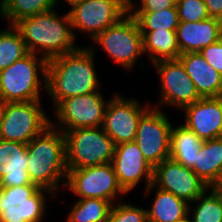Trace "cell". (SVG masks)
<instances>
[{"instance_id": "cell-14", "label": "cell", "mask_w": 222, "mask_h": 222, "mask_svg": "<svg viewBox=\"0 0 222 222\" xmlns=\"http://www.w3.org/2000/svg\"><path fill=\"white\" fill-rule=\"evenodd\" d=\"M153 184L188 203L195 201L209 186L190 168L172 158L154 167Z\"/></svg>"}, {"instance_id": "cell-17", "label": "cell", "mask_w": 222, "mask_h": 222, "mask_svg": "<svg viewBox=\"0 0 222 222\" xmlns=\"http://www.w3.org/2000/svg\"><path fill=\"white\" fill-rule=\"evenodd\" d=\"M186 128L202 141L222 137V97L201 98L184 107Z\"/></svg>"}, {"instance_id": "cell-9", "label": "cell", "mask_w": 222, "mask_h": 222, "mask_svg": "<svg viewBox=\"0 0 222 222\" xmlns=\"http://www.w3.org/2000/svg\"><path fill=\"white\" fill-rule=\"evenodd\" d=\"M72 30L90 33L93 40L129 13V0H82L68 11Z\"/></svg>"}, {"instance_id": "cell-37", "label": "cell", "mask_w": 222, "mask_h": 222, "mask_svg": "<svg viewBox=\"0 0 222 222\" xmlns=\"http://www.w3.org/2000/svg\"><path fill=\"white\" fill-rule=\"evenodd\" d=\"M3 104H4V102L0 99V116H1V111H2Z\"/></svg>"}, {"instance_id": "cell-24", "label": "cell", "mask_w": 222, "mask_h": 222, "mask_svg": "<svg viewBox=\"0 0 222 222\" xmlns=\"http://www.w3.org/2000/svg\"><path fill=\"white\" fill-rule=\"evenodd\" d=\"M203 141L183 124L171 130L170 158L190 169L196 163Z\"/></svg>"}, {"instance_id": "cell-31", "label": "cell", "mask_w": 222, "mask_h": 222, "mask_svg": "<svg viewBox=\"0 0 222 222\" xmlns=\"http://www.w3.org/2000/svg\"><path fill=\"white\" fill-rule=\"evenodd\" d=\"M107 222H148L147 210L127 203L113 205Z\"/></svg>"}, {"instance_id": "cell-3", "label": "cell", "mask_w": 222, "mask_h": 222, "mask_svg": "<svg viewBox=\"0 0 222 222\" xmlns=\"http://www.w3.org/2000/svg\"><path fill=\"white\" fill-rule=\"evenodd\" d=\"M59 131V132H58ZM27 172L32 183L55 193L59 182L67 178L66 140L52 123L27 143Z\"/></svg>"}, {"instance_id": "cell-16", "label": "cell", "mask_w": 222, "mask_h": 222, "mask_svg": "<svg viewBox=\"0 0 222 222\" xmlns=\"http://www.w3.org/2000/svg\"><path fill=\"white\" fill-rule=\"evenodd\" d=\"M112 165L122 189L130 192L145 177L146 187L153 183L154 167L143 157L138 144L124 142L115 145Z\"/></svg>"}, {"instance_id": "cell-33", "label": "cell", "mask_w": 222, "mask_h": 222, "mask_svg": "<svg viewBox=\"0 0 222 222\" xmlns=\"http://www.w3.org/2000/svg\"><path fill=\"white\" fill-rule=\"evenodd\" d=\"M141 4L138 9L134 11V4L129 0V12H158L166 8L176 6L178 0H140Z\"/></svg>"}, {"instance_id": "cell-12", "label": "cell", "mask_w": 222, "mask_h": 222, "mask_svg": "<svg viewBox=\"0 0 222 222\" xmlns=\"http://www.w3.org/2000/svg\"><path fill=\"white\" fill-rule=\"evenodd\" d=\"M103 98L97 91L62 100L56 106L57 120L61 125L59 129L69 131L77 128L101 127L108 104Z\"/></svg>"}, {"instance_id": "cell-26", "label": "cell", "mask_w": 222, "mask_h": 222, "mask_svg": "<svg viewBox=\"0 0 222 222\" xmlns=\"http://www.w3.org/2000/svg\"><path fill=\"white\" fill-rule=\"evenodd\" d=\"M113 203L98 198L79 199L67 222H107Z\"/></svg>"}, {"instance_id": "cell-4", "label": "cell", "mask_w": 222, "mask_h": 222, "mask_svg": "<svg viewBox=\"0 0 222 222\" xmlns=\"http://www.w3.org/2000/svg\"><path fill=\"white\" fill-rule=\"evenodd\" d=\"M29 52L23 58L0 71V99L5 102L40 101V81L42 73L46 91L47 60Z\"/></svg>"}, {"instance_id": "cell-21", "label": "cell", "mask_w": 222, "mask_h": 222, "mask_svg": "<svg viewBox=\"0 0 222 222\" xmlns=\"http://www.w3.org/2000/svg\"><path fill=\"white\" fill-rule=\"evenodd\" d=\"M156 188V195L151 209L147 210L148 222H182L190 218V203L173 193L156 187L153 183L145 190V195Z\"/></svg>"}, {"instance_id": "cell-36", "label": "cell", "mask_w": 222, "mask_h": 222, "mask_svg": "<svg viewBox=\"0 0 222 222\" xmlns=\"http://www.w3.org/2000/svg\"><path fill=\"white\" fill-rule=\"evenodd\" d=\"M55 1H56V4H57L58 0H55ZM65 1H67L70 4V6H72L75 3L81 2L82 0H65Z\"/></svg>"}, {"instance_id": "cell-1", "label": "cell", "mask_w": 222, "mask_h": 222, "mask_svg": "<svg viewBox=\"0 0 222 222\" xmlns=\"http://www.w3.org/2000/svg\"><path fill=\"white\" fill-rule=\"evenodd\" d=\"M93 50L79 47L74 52L47 61L46 92L52 97L53 106L69 97L98 91L100 83L94 67Z\"/></svg>"}, {"instance_id": "cell-19", "label": "cell", "mask_w": 222, "mask_h": 222, "mask_svg": "<svg viewBox=\"0 0 222 222\" xmlns=\"http://www.w3.org/2000/svg\"><path fill=\"white\" fill-rule=\"evenodd\" d=\"M175 32L181 54L200 52L222 38V21L209 17L198 22H179Z\"/></svg>"}, {"instance_id": "cell-39", "label": "cell", "mask_w": 222, "mask_h": 222, "mask_svg": "<svg viewBox=\"0 0 222 222\" xmlns=\"http://www.w3.org/2000/svg\"><path fill=\"white\" fill-rule=\"evenodd\" d=\"M182 222H190V221H189V218H187L186 220H184V221H182Z\"/></svg>"}, {"instance_id": "cell-22", "label": "cell", "mask_w": 222, "mask_h": 222, "mask_svg": "<svg viewBox=\"0 0 222 222\" xmlns=\"http://www.w3.org/2000/svg\"><path fill=\"white\" fill-rule=\"evenodd\" d=\"M192 170L209 186L222 177V137L203 141Z\"/></svg>"}, {"instance_id": "cell-20", "label": "cell", "mask_w": 222, "mask_h": 222, "mask_svg": "<svg viewBox=\"0 0 222 222\" xmlns=\"http://www.w3.org/2000/svg\"><path fill=\"white\" fill-rule=\"evenodd\" d=\"M178 59L202 98L222 97V75L206 62L200 52L184 53Z\"/></svg>"}, {"instance_id": "cell-2", "label": "cell", "mask_w": 222, "mask_h": 222, "mask_svg": "<svg viewBox=\"0 0 222 222\" xmlns=\"http://www.w3.org/2000/svg\"><path fill=\"white\" fill-rule=\"evenodd\" d=\"M55 9L19 20L14 27L23 38L27 50L40 54L47 61L71 53L78 48L74 45L76 35L72 31L69 13L60 16ZM41 49V50H40Z\"/></svg>"}, {"instance_id": "cell-29", "label": "cell", "mask_w": 222, "mask_h": 222, "mask_svg": "<svg viewBox=\"0 0 222 222\" xmlns=\"http://www.w3.org/2000/svg\"><path fill=\"white\" fill-rule=\"evenodd\" d=\"M209 189L208 196L207 189L194 201L199 203L190 215V222H222V200L213 187Z\"/></svg>"}, {"instance_id": "cell-11", "label": "cell", "mask_w": 222, "mask_h": 222, "mask_svg": "<svg viewBox=\"0 0 222 222\" xmlns=\"http://www.w3.org/2000/svg\"><path fill=\"white\" fill-rule=\"evenodd\" d=\"M65 186L80 199L98 198L116 200L117 194H126L117 181L112 163L67 171Z\"/></svg>"}, {"instance_id": "cell-8", "label": "cell", "mask_w": 222, "mask_h": 222, "mask_svg": "<svg viewBox=\"0 0 222 222\" xmlns=\"http://www.w3.org/2000/svg\"><path fill=\"white\" fill-rule=\"evenodd\" d=\"M94 41L126 69L132 68L136 59L144 54L139 25L130 13L100 33Z\"/></svg>"}, {"instance_id": "cell-34", "label": "cell", "mask_w": 222, "mask_h": 222, "mask_svg": "<svg viewBox=\"0 0 222 222\" xmlns=\"http://www.w3.org/2000/svg\"><path fill=\"white\" fill-rule=\"evenodd\" d=\"M204 2L209 16L222 21V0H204Z\"/></svg>"}, {"instance_id": "cell-23", "label": "cell", "mask_w": 222, "mask_h": 222, "mask_svg": "<svg viewBox=\"0 0 222 222\" xmlns=\"http://www.w3.org/2000/svg\"><path fill=\"white\" fill-rule=\"evenodd\" d=\"M143 37V51L151 62L178 59L181 55L175 31H140Z\"/></svg>"}, {"instance_id": "cell-6", "label": "cell", "mask_w": 222, "mask_h": 222, "mask_svg": "<svg viewBox=\"0 0 222 222\" xmlns=\"http://www.w3.org/2000/svg\"><path fill=\"white\" fill-rule=\"evenodd\" d=\"M40 103L5 102L0 116V139L27 144L51 125Z\"/></svg>"}, {"instance_id": "cell-13", "label": "cell", "mask_w": 222, "mask_h": 222, "mask_svg": "<svg viewBox=\"0 0 222 222\" xmlns=\"http://www.w3.org/2000/svg\"><path fill=\"white\" fill-rule=\"evenodd\" d=\"M161 83V105L183 109L202 97L179 59L154 62Z\"/></svg>"}, {"instance_id": "cell-7", "label": "cell", "mask_w": 222, "mask_h": 222, "mask_svg": "<svg viewBox=\"0 0 222 222\" xmlns=\"http://www.w3.org/2000/svg\"><path fill=\"white\" fill-rule=\"evenodd\" d=\"M46 193L54 194L36 184L0 187V222H41Z\"/></svg>"}, {"instance_id": "cell-25", "label": "cell", "mask_w": 222, "mask_h": 222, "mask_svg": "<svg viewBox=\"0 0 222 222\" xmlns=\"http://www.w3.org/2000/svg\"><path fill=\"white\" fill-rule=\"evenodd\" d=\"M55 5V0H1L0 12L11 26L21 19L50 11Z\"/></svg>"}, {"instance_id": "cell-27", "label": "cell", "mask_w": 222, "mask_h": 222, "mask_svg": "<svg viewBox=\"0 0 222 222\" xmlns=\"http://www.w3.org/2000/svg\"><path fill=\"white\" fill-rule=\"evenodd\" d=\"M137 21L140 31H176L179 25L177 6L158 12H129Z\"/></svg>"}, {"instance_id": "cell-35", "label": "cell", "mask_w": 222, "mask_h": 222, "mask_svg": "<svg viewBox=\"0 0 222 222\" xmlns=\"http://www.w3.org/2000/svg\"><path fill=\"white\" fill-rule=\"evenodd\" d=\"M217 192H222V177L219 181V183L213 187Z\"/></svg>"}, {"instance_id": "cell-18", "label": "cell", "mask_w": 222, "mask_h": 222, "mask_svg": "<svg viewBox=\"0 0 222 222\" xmlns=\"http://www.w3.org/2000/svg\"><path fill=\"white\" fill-rule=\"evenodd\" d=\"M27 163V144L0 139V187L34 184L26 170Z\"/></svg>"}, {"instance_id": "cell-32", "label": "cell", "mask_w": 222, "mask_h": 222, "mask_svg": "<svg viewBox=\"0 0 222 222\" xmlns=\"http://www.w3.org/2000/svg\"><path fill=\"white\" fill-rule=\"evenodd\" d=\"M200 54L213 69L222 75V38L203 48Z\"/></svg>"}, {"instance_id": "cell-30", "label": "cell", "mask_w": 222, "mask_h": 222, "mask_svg": "<svg viewBox=\"0 0 222 222\" xmlns=\"http://www.w3.org/2000/svg\"><path fill=\"white\" fill-rule=\"evenodd\" d=\"M180 22H198L209 18L204 0H178Z\"/></svg>"}, {"instance_id": "cell-5", "label": "cell", "mask_w": 222, "mask_h": 222, "mask_svg": "<svg viewBox=\"0 0 222 222\" xmlns=\"http://www.w3.org/2000/svg\"><path fill=\"white\" fill-rule=\"evenodd\" d=\"M66 140L68 170L111 163L115 152L112 138L101 127L62 131Z\"/></svg>"}, {"instance_id": "cell-10", "label": "cell", "mask_w": 222, "mask_h": 222, "mask_svg": "<svg viewBox=\"0 0 222 222\" xmlns=\"http://www.w3.org/2000/svg\"><path fill=\"white\" fill-rule=\"evenodd\" d=\"M150 107L141 117L136 131L135 142L143 157L155 167L170 158L172 123L164 112Z\"/></svg>"}, {"instance_id": "cell-38", "label": "cell", "mask_w": 222, "mask_h": 222, "mask_svg": "<svg viewBox=\"0 0 222 222\" xmlns=\"http://www.w3.org/2000/svg\"><path fill=\"white\" fill-rule=\"evenodd\" d=\"M218 195L220 196V198L222 200V192H218Z\"/></svg>"}, {"instance_id": "cell-28", "label": "cell", "mask_w": 222, "mask_h": 222, "mask_svg": "<svg viewBox=\"0 0 222 222\" xmlns=\"http://www.w3.org/2000/svg\"><path fill=\"white\" fill-rule=\"evenodd\" d=\"M28 53L26 44L14 25L0 31V71Z\"/></svg>"}, {"instance_id": "cell-15", "label": "cell", "mask_w": 222, "mask_h": 222, "mask_svg": "<svg viewBox=\"0 0 222 222\" xmlns=\"http://www.w3.org/2000/svg\"><path fill=\"white\" fill-rule=\"evenodd\" d=\"M113 97L108 101L102 129L112 138L115 145L133 142L140 117L150 107H142L136 100L125 99L118 94Z\"/></svg>"}]
</instances>
